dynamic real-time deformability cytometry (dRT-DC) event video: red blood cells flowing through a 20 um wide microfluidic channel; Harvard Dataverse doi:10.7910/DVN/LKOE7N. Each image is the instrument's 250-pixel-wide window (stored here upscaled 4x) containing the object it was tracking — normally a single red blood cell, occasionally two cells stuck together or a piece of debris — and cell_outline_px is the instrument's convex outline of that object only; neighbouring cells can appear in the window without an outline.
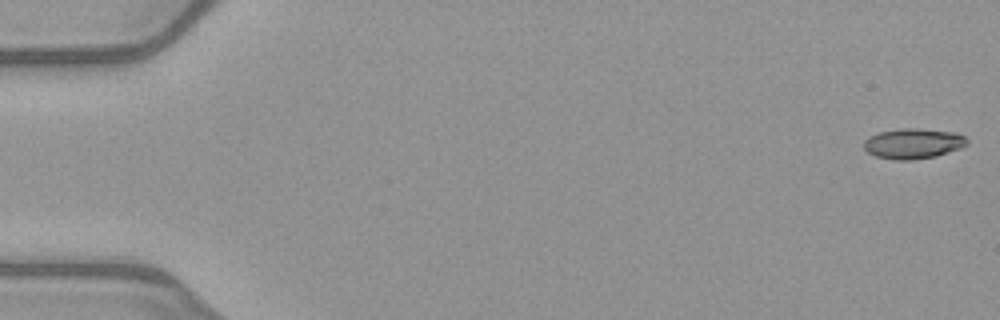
{"species": "common noctule bat (a hibernating species)", "species_latin": "Nyctalus noctula", "temperature_condition": "warm", "stored_images_in_passage": 48, "camera_frame_rate_fps": 3000, "um_per_image_px": 0.085, "animal": {"sex": "female", "body_mass_g": 21.9}, "frame": {"image": 1, "passage_image": 1, "time_ms": 0.0, "image_size_px": [1000, 320], "cell_outline_px": [[968, 144], [960, 148], [936, 156], [912, 160], [896, 160], [876, 156], [868, 152], [864, 148], [864, 140], [880, 132], [900, 128], [916, 128], [956, 132], [964, 136], [968, 140]], "centroid_in_image_um": [77.65, 12.2], "position_along_channel_um": 7.4, "area_um2": 18.15}}
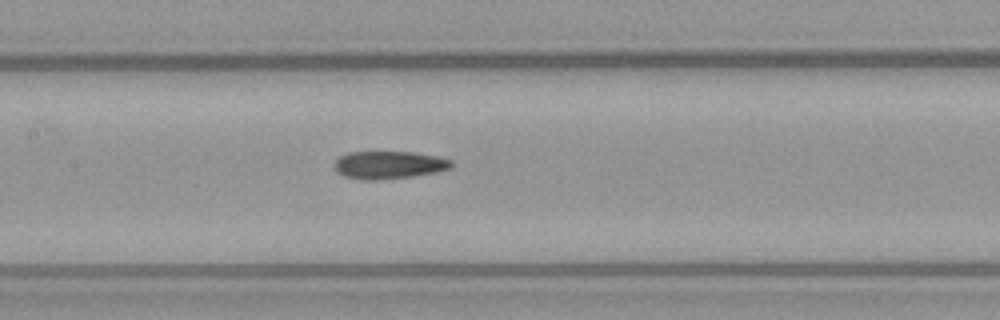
{"frame": {"image": 2, "passage_image": 25, "time_ms": 8.0, "image_size_px": [1000, 320], "cell_outline_px": [[452, 168], [436, 172], [412, 176], [380, 180], [364, 180], [344, 176], [336, 172], [332, 164], [340, 156], [348, 152], [412, 152], [436, 156], [452, 160]], "centroid_in_image_um": [33.02, 14.02], "position_along_channel_um": 174.4, "area_um2": 19.02}}
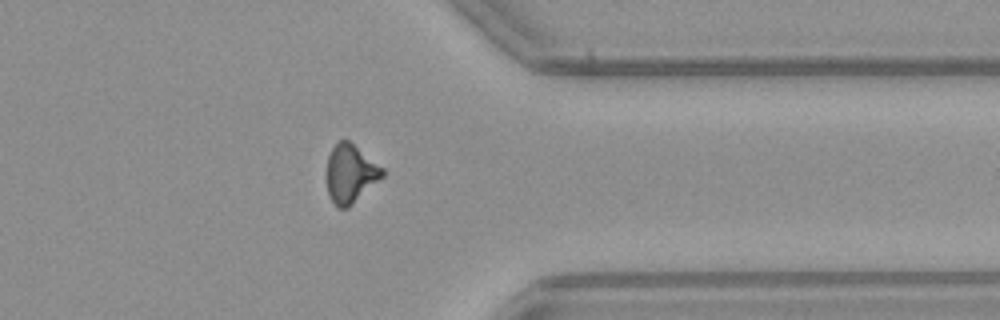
{"frame": {"image": 3, "passage_image": 41, "time_ms": 13.333, "image_size_px": [1000, 320], "cell_outline_px": [[384, 176], [348, 208], [340, 208], [328, 196], [324, 176], [328, 156], [332, 148], [340, 140], [348, 140], [384, 168]], "centroid_in_image_um": [29.75, 14.77], "position_along_channel_um": 381.7, "area_um2": 19.19}}